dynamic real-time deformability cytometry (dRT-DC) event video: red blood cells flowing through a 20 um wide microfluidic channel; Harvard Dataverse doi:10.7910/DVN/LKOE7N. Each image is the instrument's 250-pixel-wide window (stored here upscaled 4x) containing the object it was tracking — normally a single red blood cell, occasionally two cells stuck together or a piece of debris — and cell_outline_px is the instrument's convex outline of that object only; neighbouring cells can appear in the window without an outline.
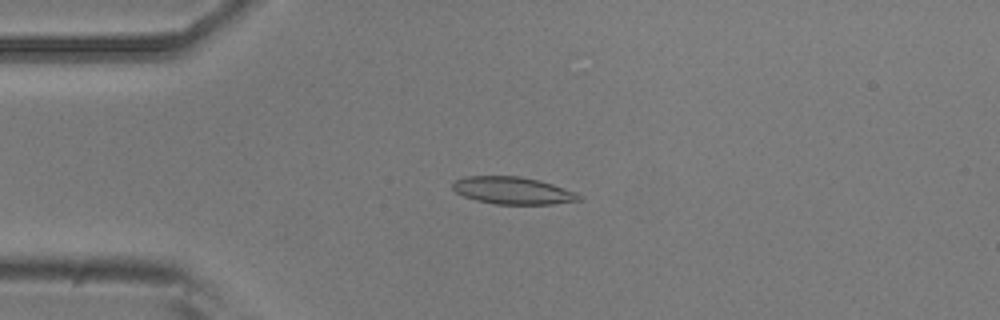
{"species": "common noctule bat (a hibernating species)", "species_latin": "Nyctalus noctula", "temperature_condition": "room temperature", "stored_images_in_passage": 52, "camera_frame_rate_fps": 3000, "um_per_image_px": 0.085, "animal": {"sex": "male", "body_mass_g": 20.5, "forearm_length_mm": 52.5}, "frame": {"image": 1, "passage_image": 11, "time_ms": 3.333, "image_size_px": [1000, 320], "cell_outline_px": [[584, 200], [552, 204], [496, 204], [476, 200], [464, 196], [456, 192], [452, 188], [452, 184], [456, 180], [468, 176], [520, 176], [540, 180], [576, 192], [584, 196]], "centroid_in_image_um": [43.64, 16.2], "position_along_channel_um": 41.4, "area_um2": 20.17}}
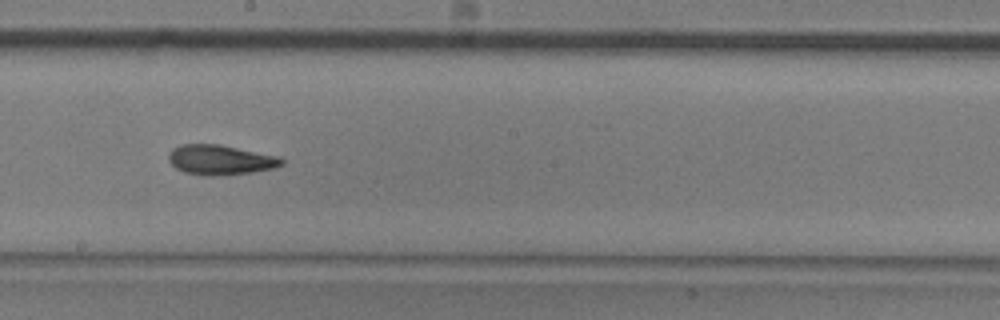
{"frame": {"image": 2, "passage_image": 28, "time_ms": 9.0, "image_size_px": [1000, 320], "cell_outline_px": [[284, 164], [276, 168], [252, 172], [212, 176], [184, 172], [176, 168], [168, 160], [168, 156], [172, 148], [180, 144], [220, 144], [276, 156], [284, 160]], "centroid_in_image_um": [18.72, 13.58], "position_along_channel_um": 229.5, "area_um2": 19.59}}
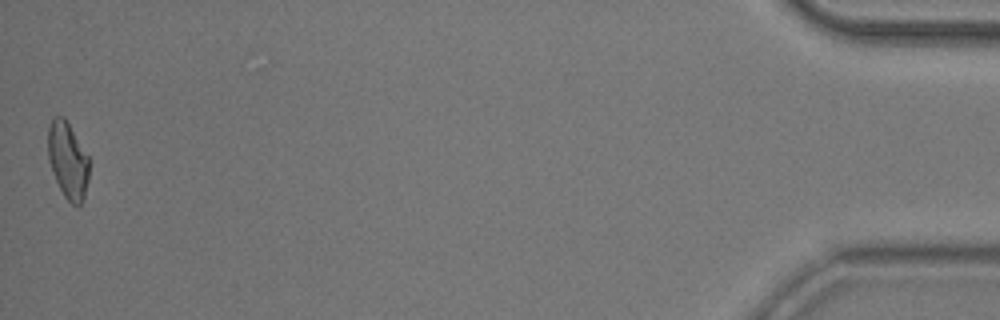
{"frame": {"image": 3, "passage_image": 52, "time_ms": 17.0, "image_size_px": [1000, 320], "cell_outline_px": [[88, 180], [84, 200], [76, 208], [64, 196], [56, 180], [48, 160], [48, 124], [56, 116], [64, 116], [88, 156]], "centroid_in_image_um": [5.76, 13.65], "position_along_channel_um": 429.4, "area_um2": 18.26}, "authors_computed_cell_mechanics": {"area_um2": 19.1896, "velocity_mm_per_s": 3.7012, "shape_relaxation_time_tau1_ms": 5.8324, "shape_relaxation_time_tau2_ms": 4.0796, "deformation_change_tau1": 0.1579, "deformation_change_tau2": 0.1205}}